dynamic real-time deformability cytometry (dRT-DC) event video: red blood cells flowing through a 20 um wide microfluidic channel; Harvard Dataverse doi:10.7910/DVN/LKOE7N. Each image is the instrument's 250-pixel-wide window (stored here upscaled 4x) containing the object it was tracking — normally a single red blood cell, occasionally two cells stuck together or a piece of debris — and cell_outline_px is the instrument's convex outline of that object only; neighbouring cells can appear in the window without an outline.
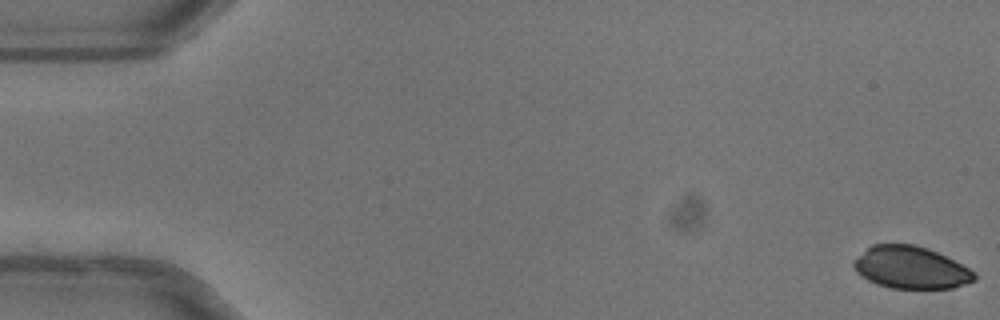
{"species": "common noctule bat (a hibernating species)", "species_latin": "Nyctalus noctula", "temperature_condition": "warm", "stored_images_in_passage": 52, "camera_frame_rate_fps": 3000, "um_per_image_px": 0.085, "animal": {"sex": "female"}, "frame": {"image": 1, "passage_image": 1, "time_ms": 0.0, "image_size_px": [1000, 320], "cell_outline_px": [[976, 280], [952, 288], [892, 288], [876, 284], [860, 276], [856, 272], [852, 264], [872, 244], [916, 244], [928, 248], [976, 272]], "centroid_in_image_um": [77.42, 22.75], "position_along_channel_um": 7.6, "area_um2": 29.42}}
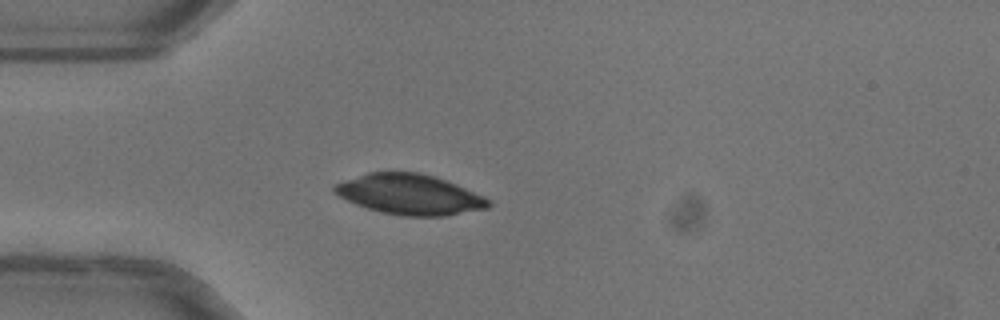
{"frame": {"image": 2, "passage_image": 15, "time_ms": 4.667, "image_size_px": [1000, 320], "cell_outline_px": [[492, 204], [488, 208], [444, 216], [400, 216], [368, 208], [356, 204], [332, 192], [332, 184], [368, 172], [420, 172], [436, 176], [456, 184], [484, 196], [492, 200]], "centroid_in_image_um": [34.83, 16.52], "position_along_channel_um": 50.2, "area_um2": 36.3}}